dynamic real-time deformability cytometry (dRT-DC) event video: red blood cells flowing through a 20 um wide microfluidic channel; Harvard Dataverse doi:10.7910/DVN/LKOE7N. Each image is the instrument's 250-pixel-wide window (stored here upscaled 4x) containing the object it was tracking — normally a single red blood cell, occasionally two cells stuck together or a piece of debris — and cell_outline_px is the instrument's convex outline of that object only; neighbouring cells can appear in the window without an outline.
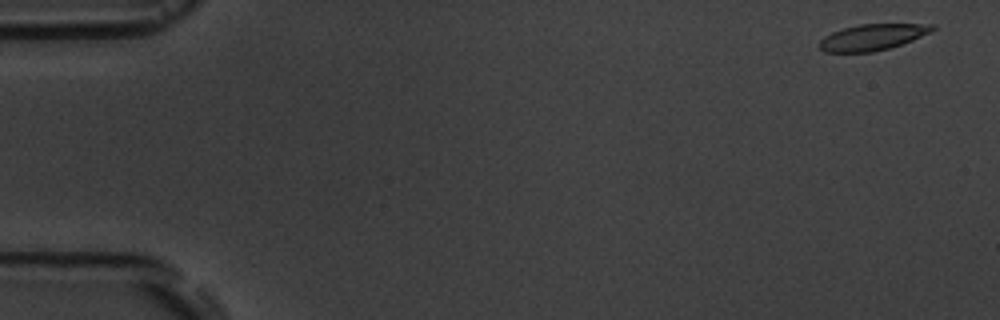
{"species": "common noctule bat (a hibernating species)", "species_latin": "Nyctalus noctula", "temperature_condition": "room temperature", "stored_images_in_passage": 7, "segment_of_instrument_passage": [2, 2], "camera_frame_rate_fps": 3000, "um_per_image_px": 0.085, "animal": {"sex": "male", "body_mass_g": 19.5, "forearm_length_mm": 54.6}, "frame": {"image": 1, "passage_image": 7, "time_ms": 6.667, "image_size_px": [1000, 320], "cell_outline_px": [[936, 28], [932, 32], [912, 40], [888, 48], [872, 52], [824, 52], [816, 44], [824, 36], [832, 32], [844, 28], [860, 24], [936, 24]], "centroid_in_image_um": [74.15, 3.16], "position_along_channel_um": 10.9, "area_um2": 17.22}}